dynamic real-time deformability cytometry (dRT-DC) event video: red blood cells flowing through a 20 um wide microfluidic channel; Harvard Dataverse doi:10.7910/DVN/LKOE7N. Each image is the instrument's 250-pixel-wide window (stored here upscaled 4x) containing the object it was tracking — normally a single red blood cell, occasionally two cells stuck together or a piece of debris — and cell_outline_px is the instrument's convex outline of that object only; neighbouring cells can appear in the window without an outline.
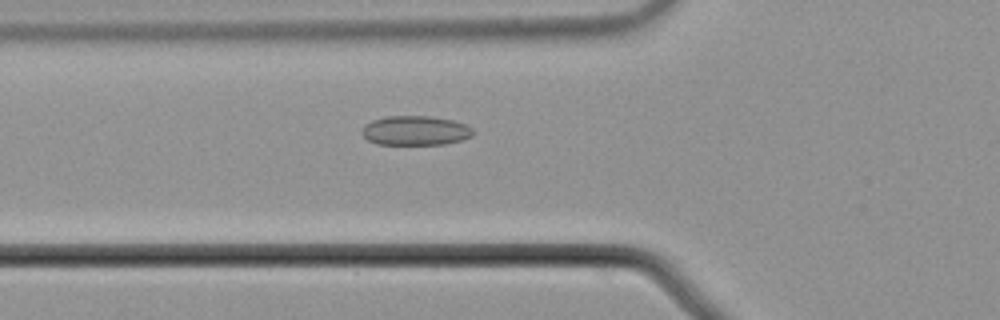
{"species": "common noctule bat (a hibernating species)", "species_latin": "Nyctalus noctula", "temperature_condition": "cold", "stored_images_in_passage": 44, "camera_frame_rate_fps": 3000, "um_per_image_px": 0.085, "animal": {"sex": "male", "body_mass_g": 21.5, "forearm_length_mm": 52.0}, "frame": {"image": 1, "passage_image": 9, "time_ms": 2.667, "image_size_px": [1000, 320], "cell_outline_px": [[476, 132], [472, 136], [460, 140], [444, 144], [376, 144], [368, 140], [360, 132], [364, 124], [372, 120], [388, 116], [428, 116], [452, 120], [468, 124]], "centroid_in_image_um": [35.31, 11.09], "position_along_channel_um": 90.5, "area_um2": 19.19}}
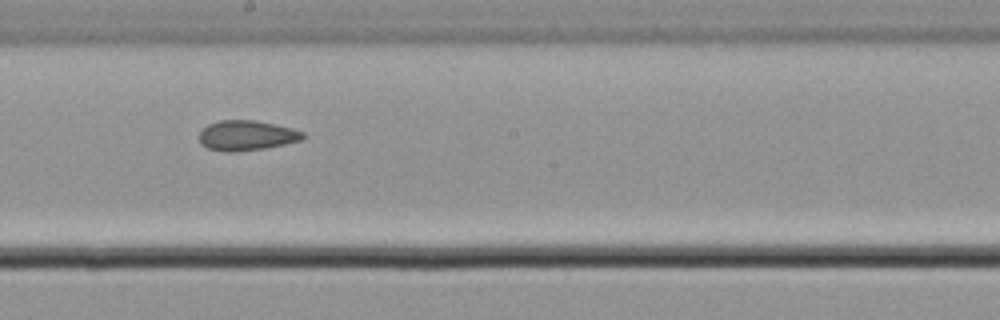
{"frame": {"image": 2, "passage_image": 20, "time_ms": 6.333, "image_size_px": [1000, 320], "cell_outline_px": [[304, 136], [300, 140], [284, 144], [264, 148], [232, 152], [224, 152], [208, 148], [200, 144], [200, 132], [208, 124], [220, 120], [256, 120], [276, 124], [292, 128], [304, 132]], "centroid_in_image_um": [20.95, 11.51], "position_along_channel_um": 227.3, "area_um2": 18.09}}
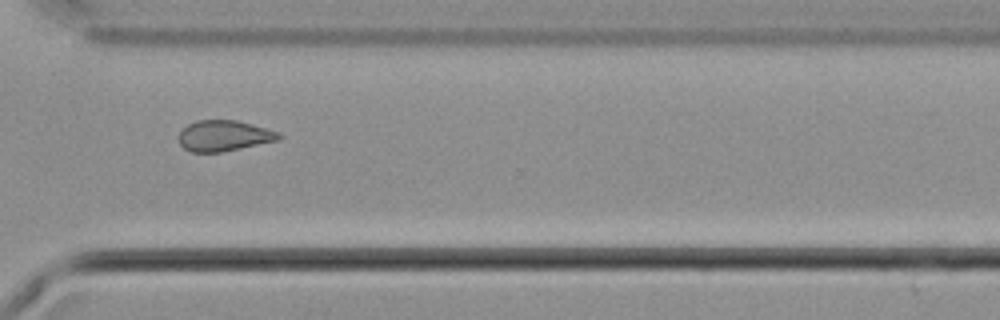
{"frame": {"image": 3, "passage_image": 30, "time_ms": 9.667, "image_size_px": [1000, 320], "cell_outline_px": [[284, 136], [280, 140], [220, 152], [192, 152], [184, 148], [180, 144], [180, 132], [188, 124], [196, 120], [236, 120], [280, 132]], "centroid_in_image_um": [19.07, 11.54], "position_along_channel_um": 351.5, "area_um2": 17.86}, "authors_computed_cell_mechanics": {"area_um2": 18.4382, "velocity_mm_per_s": 3.7216, "shape_relaxation_time_tau1_ms": null, "shape_relaxation_time_tau2_ms": 9.217, "deformation_change_tau1": null, "deformation_change_tau2": 0.1732}}